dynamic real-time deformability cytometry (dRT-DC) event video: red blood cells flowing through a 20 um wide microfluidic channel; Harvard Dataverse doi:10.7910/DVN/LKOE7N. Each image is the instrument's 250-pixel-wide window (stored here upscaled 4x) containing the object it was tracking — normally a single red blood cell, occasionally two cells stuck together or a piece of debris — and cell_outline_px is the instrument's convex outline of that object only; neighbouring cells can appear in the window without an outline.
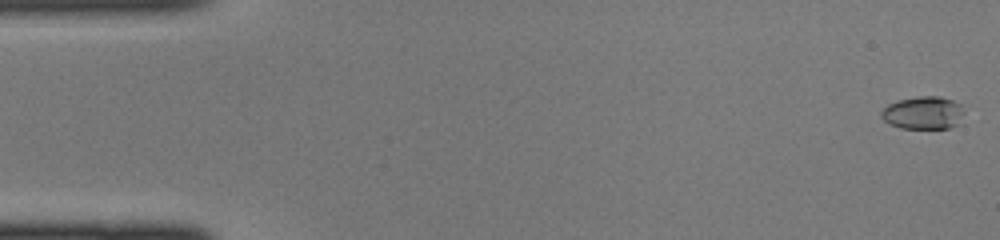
{"species": "common noctule bat (a hibernating species)", "species_latin": "Nyctalus noctula", "temperature_condition": "cold", "stored_images_in_passage": 45, "camera_frame_rate_fps": 3000, "um_per_image_px": 0.085, "animal": {"sex": "female", "body_mass_g": 22.0, "forearm_length_mm": 56.7}, "frame": {"image": 1, "passage_image": 1, "time_ms": 0.0, "image_size_px": [1000, 240], "cell_outline_px": [[964, 112], [956, 124], [948, 128], [900, 128], [888, 124], [880, 116], [880, 112], [888, 104], [900, 100], [920, 96], [940, 96], [952, 100], [960, 104]], "centroid_in_image_um": [78.44, 9.59], "position_along_channel_um": 6.6, "area_um2": 15.72}}
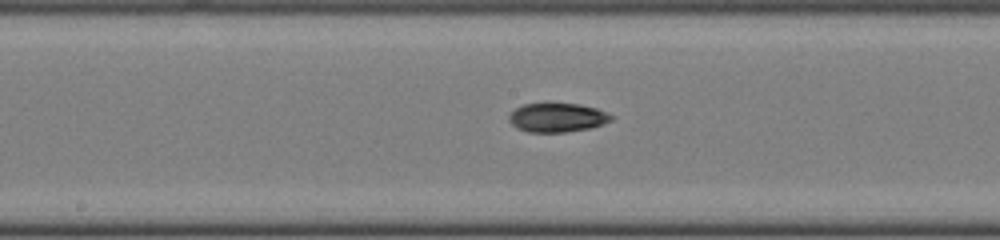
{"frame": {"image": 2, "passage_image": 23, "time_ms": 7.333, "image_size_px": [1000, 240], "cell_outline_px": [[612, 120], [588, 128], [564, 132], [528, 132], [512, 124], [508, 120], [508, 116], [516, 108], [524, 104], [544, 100], [548, 100], [580, 104], [596, 108], [612, 116]], "centroid_in_image_um": [47.3, 9.93], "position_along_channel_um": 200.9, "area_um2": 17.69}}
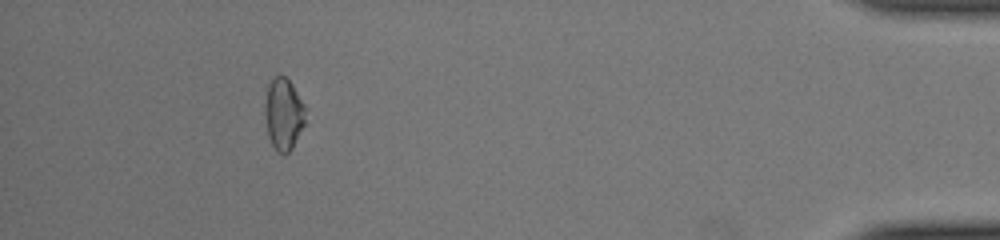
{"frame": {"image": 3, "passage_image": 41, "time_ms": 13.333, "image_size_px": [1000, 240], "cell_outline_px": [[308, 108], [304, 124], [292, 148], [288, 152], [280, 152], [272, 144], [268, 136], [264, 108], [264, 104], [268, 84], [276, 76], [284, 76], [292, 84]], "centroid_in_image_um": [24.13, 9.65], "position_along_channel_um": 411.1, "area_um2": 16.94}}